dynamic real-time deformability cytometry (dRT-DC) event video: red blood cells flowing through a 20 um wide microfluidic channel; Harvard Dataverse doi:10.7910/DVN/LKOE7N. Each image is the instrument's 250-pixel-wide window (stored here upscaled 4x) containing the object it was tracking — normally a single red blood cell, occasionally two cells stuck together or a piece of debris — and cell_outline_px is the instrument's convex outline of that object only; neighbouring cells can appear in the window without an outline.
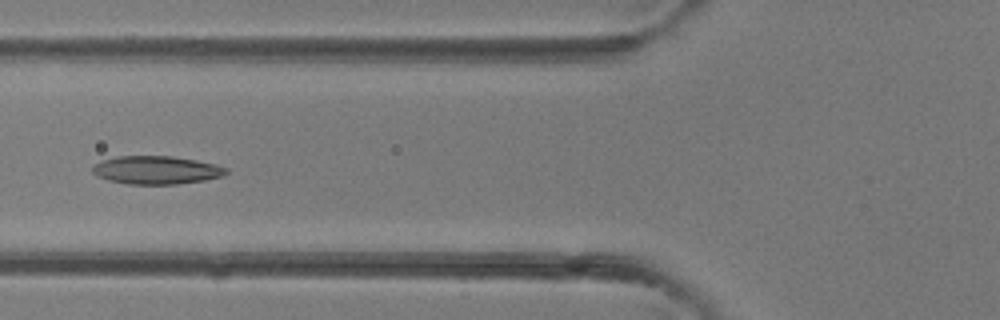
{"species": "common noctule bat (a hibernating species)", "species_latin": "Nyctalus noctula", "temperature_condition": "room temperature", "stored_images_in_passage": 30, "segment_of_instrument_passage": [1, 2], "camera_frame_rate_fps": 3000, "um_per_image_px": 0.085, "animal": {"sex": "female"}, "frame": {"image": 1, "passage_image": 4, "time_ms": 1.0, "image_size_px": [1000, 320], "cell_outline_px": [[228, 172], [220, 176], [204, 180], [176, 184], [128, 184], [108, 180], [96, 176], [92, 172], [92, 168], [100, 160], [116, 156], [172, 156], [196, 160], [216, 164], [228, 168]], "centroid_in_image_um": [13.26, 14.45], "position_along_channel_um": 112.5, "area_um2": 21.96}}
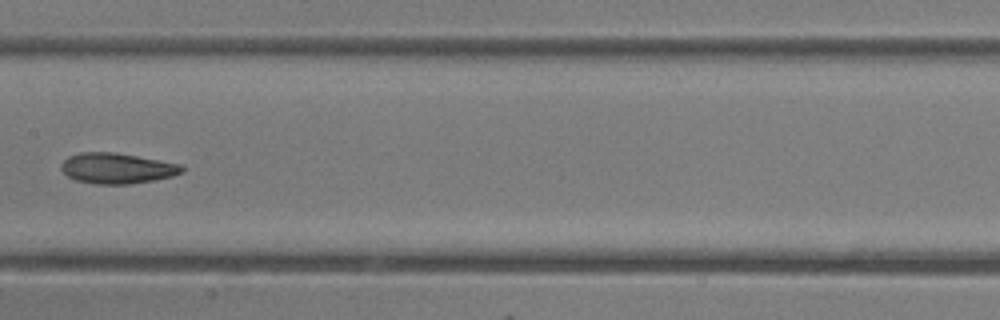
{"frame": {"image": 2, "passage_image": 9, "time_ms": 2.667, "image_size_px": [1000, 320], "cell_outline_px": [[184, 172], [172, 176], [152, 180], [128, 184], [96, 184], [76, 180], [68, 176], [60, 168], [60, 164], [68, 156], [80, 152], [112, 152], [136, 156], [180, 164], [184, 168]], "centroid_in_image_um": [9.91, 14.3], "position_along_channel_um": 197.5, "area_um2": 21.33}}
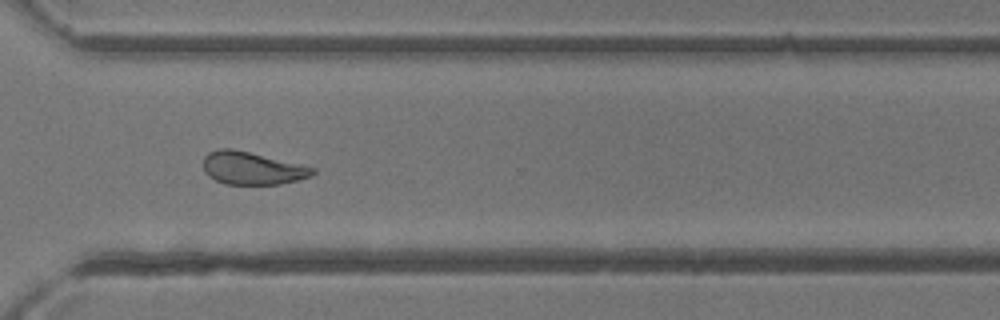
{"frame": {"image": 3, "passage_image": 18, "time_ms": 5.667, "image_size_px": [1000, 320], "cell_outline_px": [[316, 172], [312, 176], [280, 184], [224, 184], [208, 176], [204, 172], [204, 156], [208, 152], [220, 148], [232, 148], [300, 164], [316, 168]], "centroid_in_image_um": [21.42, 14.29], "position_along_channel_um": 349.2, "area_um2": 20.81}}